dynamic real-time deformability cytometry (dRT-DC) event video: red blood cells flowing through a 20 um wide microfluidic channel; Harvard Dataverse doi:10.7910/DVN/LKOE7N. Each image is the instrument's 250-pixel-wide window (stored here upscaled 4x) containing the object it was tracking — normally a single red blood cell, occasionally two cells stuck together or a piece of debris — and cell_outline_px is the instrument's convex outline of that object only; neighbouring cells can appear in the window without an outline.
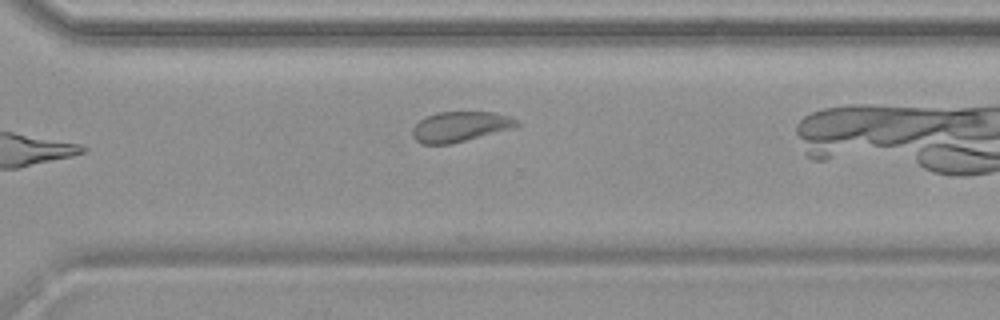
{"species": "common noctule bat (a hibernating species)", "species_latin": "Nyctalus noctula", "temperature_condition": "warm", "stored_images_in_passage": 22, "camera_frame_rate_fps": 3000, "um_per_image_px": 0.085, "animal": {"sex": "female", "body_mass_g": 19.9}, "frame": {"image": 1, "passage_image": 16, "time_ms": 5.0, "image_size_px": [1000, 320], "cell_outline_px": [[520, 124], [516, 128], [452, 144], [420, 144], [412, 136], [412, 128], [424, 116], [436, 112], [492, 112], [508, 116], [520, 120]], "centroid_in_image_um": [39.13, 10.77], "position_along_channel_um": 331.5, "area_um2": 18.73}}